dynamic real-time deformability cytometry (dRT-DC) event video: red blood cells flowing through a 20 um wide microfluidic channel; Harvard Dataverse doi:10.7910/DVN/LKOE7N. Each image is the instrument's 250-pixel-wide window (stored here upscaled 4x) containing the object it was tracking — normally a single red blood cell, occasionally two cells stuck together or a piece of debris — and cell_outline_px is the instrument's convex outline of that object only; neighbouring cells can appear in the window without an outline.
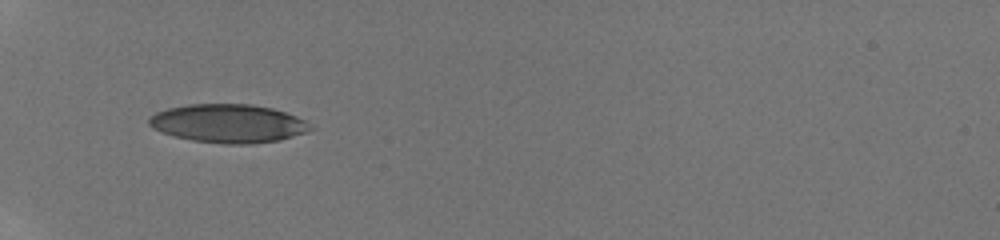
{"species": "human", "species_latin": "Homo sapiens", "temperature_condition": "room temperature", "stored_images_in_passage": 4, "camera_frame_rate_fps": 3000, "um_per_image_px": 0.085, "donor": {"sex": "male"}, "frame": {"image": 1, "passage_image": 1, "time_ms": 0.0, "image_size_px": [1000, 240], "cell_outline_px": [[312, 128], [308, 132], [280, 140], [252, 144], [224, 144], [192, 140], [172, 136], [160, 132], [152, 128], [148, 124], [148, 116], [156, 112], [168, 108], [188, 104], [252, 104], [272, 108], [296, 116], [304, 120]], "centroid_in_image_um": [19.36, 10.5], "position_along_channel_um": 65.6, "area_um2": 36.41}}
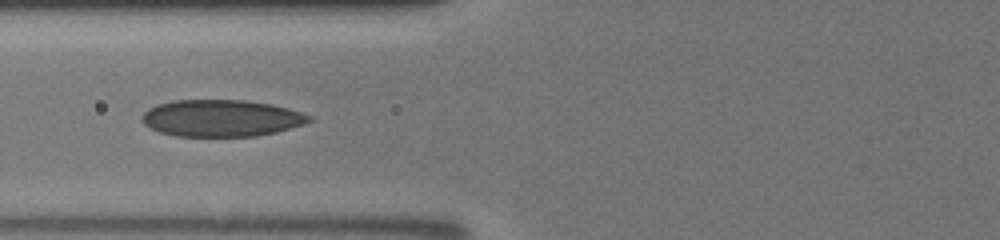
{"frame": {"image": 2, "passage_image": 3, "time_ms": 1.333, "image_size_px": [1000, 240], "cell_outline_px": [[312, 120], [304, 124], [276, 132], [256, 136], [176, 136], [160, 132], [144, 124], [140, 120], [140, 116], [148, 108], [156, 104], [172, 100], [248, 100], [272, 104], [288, 108], [312, 116]], "centroid_in_image_um": [18.79, 10.03], "position_along_channel_um": 107.0, "area_um2": 36.07}}